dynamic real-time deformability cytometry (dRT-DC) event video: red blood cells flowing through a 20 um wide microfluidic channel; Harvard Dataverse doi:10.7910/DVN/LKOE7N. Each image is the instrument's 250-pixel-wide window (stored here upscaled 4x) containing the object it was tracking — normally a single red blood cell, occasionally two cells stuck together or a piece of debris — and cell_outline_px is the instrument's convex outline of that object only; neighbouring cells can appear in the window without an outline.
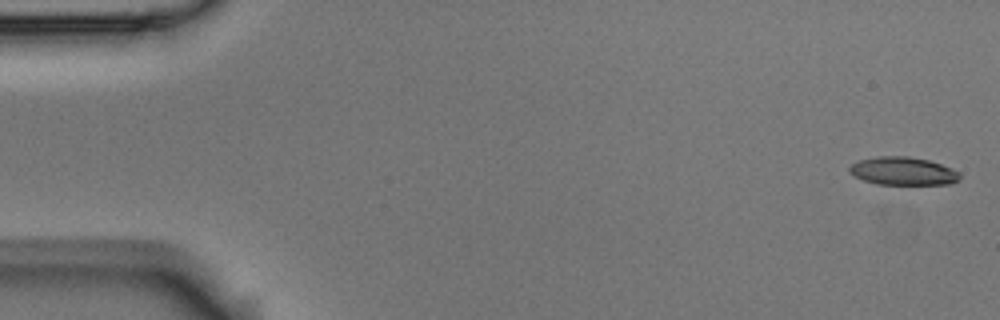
{"species": "Egyptian fruit bat (a non-hibernating species)", "species_latin": "Rousettus aegyptiacus", "temperature_condition": "room temperature", "stored_images_in_passage": 4, "camera_frame_rate_fps": 3000, "um_per_image_px": 0.085, "animal": {"sex": "male"}, "frame": {"image": 1, "passage_image": 1, "time_ms": 0.0, "image_size_px": [1000, 320], "cell_outline_px": [[960, 180], [952, 184], [876, 184], [864, 180], [848, 172], [848, 168], [852, 164], [860, 160], [876, 156], [908, 156], [928, 160], [952, 168], [960, 172]], "centroid_in_image_um": [76.78, 14.54], "position_along_channel_um": 8.2, "area_um2": 18.09}}
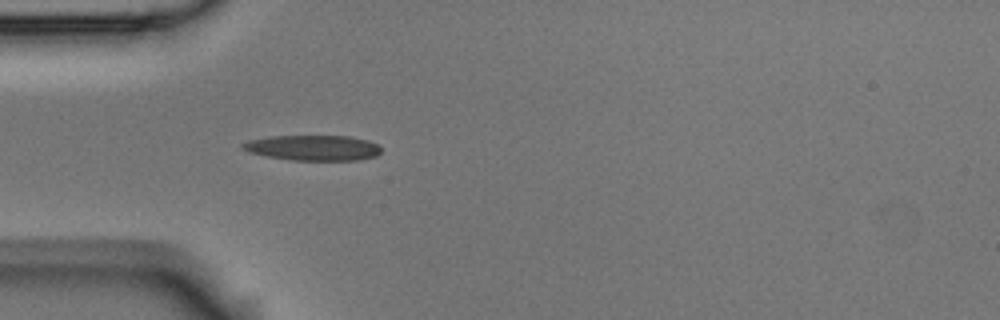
{"frame": {"image": 2, "passage_image": 4, "time_ms": 1.0, "image_size_px": [1000, 320], "cell_outline_px": [[380, 152], [376, 156], [356, 160], [292, 160], [268, 156], [248, 152], [240, 144], [248, 140], [272, 136], [348, 136], [368, 140], [376, 144], [380, 148]], "centroid_in_image_um": [26.6, 12.56], "position_along_channel_um": 58.4, "area_um2": 20.29}}